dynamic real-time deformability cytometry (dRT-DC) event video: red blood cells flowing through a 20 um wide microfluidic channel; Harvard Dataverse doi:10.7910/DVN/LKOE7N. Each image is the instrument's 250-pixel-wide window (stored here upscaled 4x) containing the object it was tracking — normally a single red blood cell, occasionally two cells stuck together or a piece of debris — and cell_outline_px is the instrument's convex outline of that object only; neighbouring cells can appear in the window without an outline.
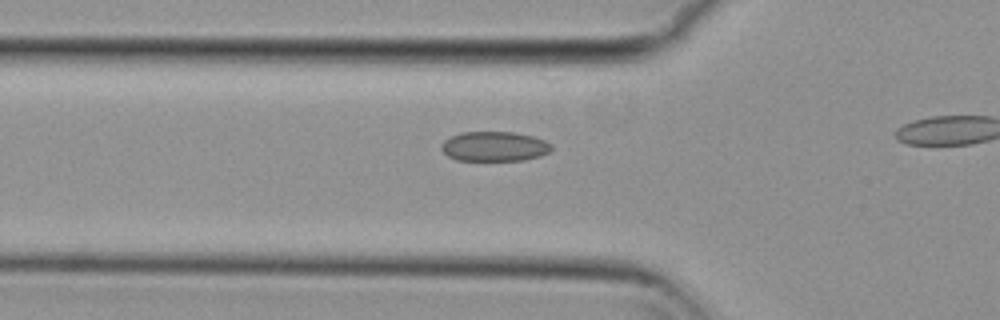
{"species": "common noctule bat (a hibernating species)", "species_latin": "Nyctalus noctula", "temperature_condition": "cold", "stored_images_in_passage": 17, "camera_frame_rate_fps": 3000, "um_per_image_px": 0.085, "animal": {"sex": "female", "body_mass_g": 29.2, "forearm_length_mm": 56.3}, "frame": {"image": 1, "passage_image": 12, "time_ms": 3.667, "image_size_px": [1000, 320], "cell_outline_px": [[552, 148], [548, 152], [540, 156], [524, 160], [456, 160], [448, 156], [440, 148], [440, 144], [444, 140], [460, 132], [512, 132], [532, 136], [544, 140], [552, 144]], "centroid_in_image_um": [42.0, 12.44], "position_along_channel_um": 83.8, "area_um2": 19.07}}
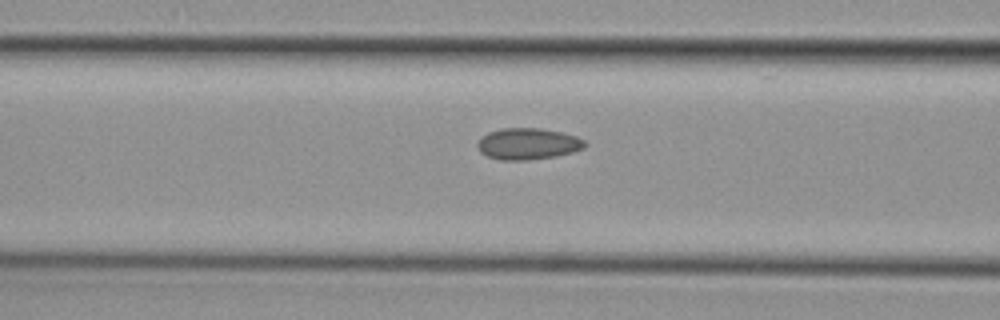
{"frame": {"image": 2, "passage_image": 15, "time_ms": 4.667, "image_size_px": [1000, 320], "cell_outline_px": [[588, 144], [584, 148], [572, 152], [556, 156], [528, 160], [500, 160], [488, 156], [480, 152], [476, 144], [480, 136], [488, 132], [500, 128], [540, 128], [560, 132], [576, 136], [584, 140]], "centroid_in_image_um": [44.85, 12.22], "position_along_channel_um": 121.8, "area_um2": 19.83}}